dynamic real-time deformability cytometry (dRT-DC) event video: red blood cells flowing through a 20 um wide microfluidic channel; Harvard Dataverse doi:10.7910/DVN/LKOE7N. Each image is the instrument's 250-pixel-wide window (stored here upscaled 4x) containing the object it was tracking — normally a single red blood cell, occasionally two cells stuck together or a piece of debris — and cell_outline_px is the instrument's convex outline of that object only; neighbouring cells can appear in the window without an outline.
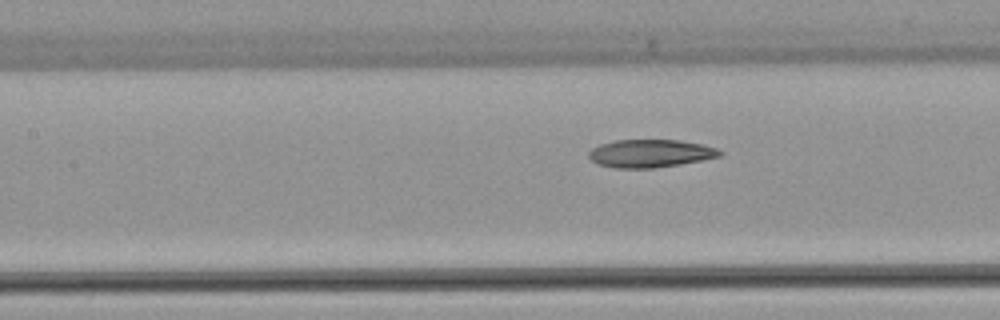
{"species": "common noctule bat (a hibernating species)", "species_latin": "Nyctalus noctula", "temperature_condition": "warm", "stored_images_in_passage": 7, "camera_frame_rate_fps": 3000, "um_per_image_px": 0.085, "animal": {"sex": "female", "body_mass_g": 22.7, "forearm_length_mm": 54.2}, "frame": {"image": 1, "passage_image": 7, "time_ms": 8.0, "image_size_px": [1000, 320], "cell_outline_px": [[724, 152], [720, 156], [680, 164], [652, 168], [612, 168], [596, 164], [588, 156], [588, 152], [592, 148], [600, 144], [616, 140], [680, 140], [704, 144], [716, 148]], "centroid_in_image_um": [55.25, 13.04], "position_along_channel_um": 152.1, "area_um2": 21.39}}